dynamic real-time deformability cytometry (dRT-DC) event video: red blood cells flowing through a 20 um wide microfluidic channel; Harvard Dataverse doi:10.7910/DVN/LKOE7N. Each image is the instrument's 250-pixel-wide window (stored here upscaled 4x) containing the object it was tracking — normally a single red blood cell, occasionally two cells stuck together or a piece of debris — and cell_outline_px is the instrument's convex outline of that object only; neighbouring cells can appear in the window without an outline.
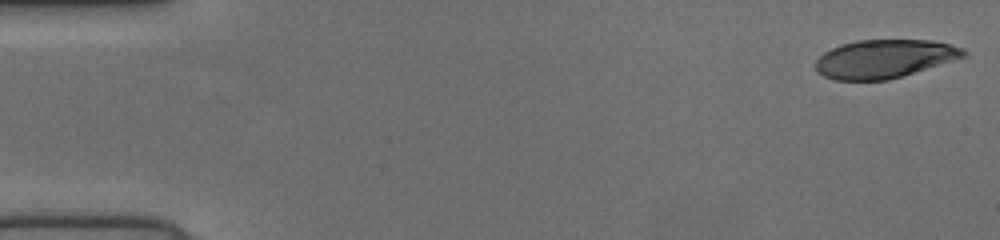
{"species": "human", "species_latin": "Homo sapiens", "temperature_condition": "cold", "stored_images_in_passage": 52, "camera_frame_rate_fps": 3000, "um_per_image_px": 0.085, "donor": {"sex": "female"}, "frame": {"image": 1, "passage_image": 1, "time_ms": 0.0, "image_size_px": [1000, 240], "cell_outline_px": [[968, 52], [964, 56], [952, 60], [888, 80], [836, 80], [824, 76], [816, 72], [816, 60], [824, 52], [840, 44], [856, 40], [932, 40], [964, 48]], "centroid_in_image_um": [75.13, 4.99], "position_along_channel_um": 9.9, "area_um2": 32.83}}
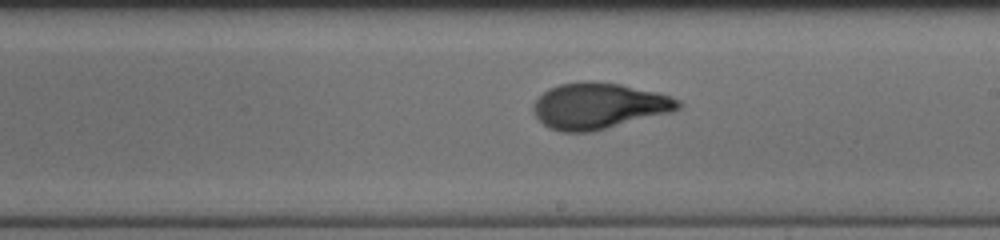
{"frame": {"image": 2, "passage_image": 30, "time_ms": 9.667, "image_size_px": [1000, 240], "cell_outline_px": [[684, 104], [680, 108], [668, 112], [592, 132], [564, 132], [552, 128], [544, 124], [536, 116], [532, 108], [532, 104], [548, 88], [560, 84], [580, 80], [592, 80], [620, 84], [656, 92], [680, 100]], "centroid_in_image_um": [50.87, 8.98], "position_along_channel_um": 238.1, "area_um2": 38.61}}
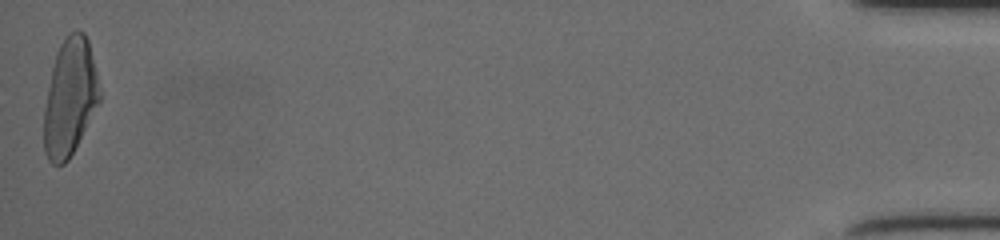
{"frame": {"image": 3, "passage_image": 52, "time_ms": 17.0, "image_size_px": [1000, 240], "cell_outline_px": [[100, 100], [68, 160], [64, 164], [52, 164], [48, 160], [44, 152], [44, 112], [48, 88], [52, 68], [56, 52], [64, 36], [76, 28], [80, 28], [84, 32], [88, 40], [96, 72], [100, 92]], "centroid_in_image_um": [5.93, 8.23], "position_along_channel_um": 429.3, "area_um2": 37.63}}